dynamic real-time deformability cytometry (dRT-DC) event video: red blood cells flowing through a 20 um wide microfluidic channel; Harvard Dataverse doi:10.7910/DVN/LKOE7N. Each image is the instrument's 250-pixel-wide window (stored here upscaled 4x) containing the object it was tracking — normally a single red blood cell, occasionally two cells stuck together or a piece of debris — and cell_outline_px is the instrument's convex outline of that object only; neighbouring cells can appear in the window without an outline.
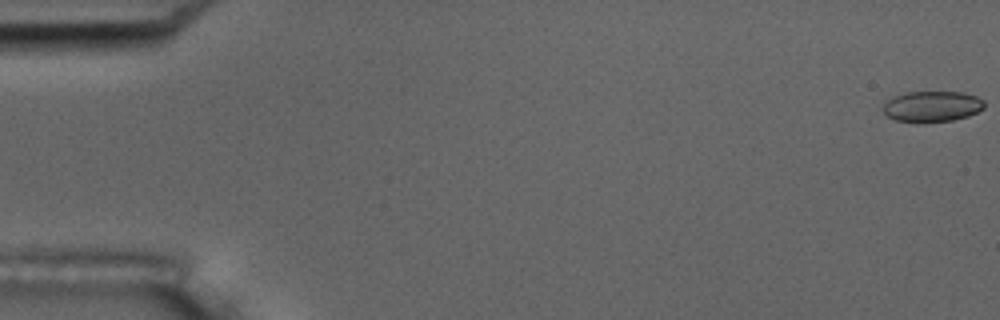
{"species": "common noctule bat (a hibernating species)", "species_latin": "Nyctalus noctula", "temperature_condition": "room temperature", "stored_images_in_passage": 57, "camera_frame_rate_fps": 3000, "um_per_image_px": 0.085, "animal": {"sex": "male", "body_mass_g": 17.5, "forearm_length_mm": 52.3}, "frame": {"image": 1, "passage_image": 1, "time_ms": 0.0, "image_size_px": [1000, 320], "cell_outline_px": [[984, 108], [968, 116], [952, 120], [924, 124], [896, 120], [888, 116], [884, 112], [884, 104], [892, 96], [908, 92], [964, 92], [976, 96], [984, 100]], "centroid_in_image_um": [79.23, 9.06], "position_along_channel_um": 5.8, "area_um2": 18.38}}
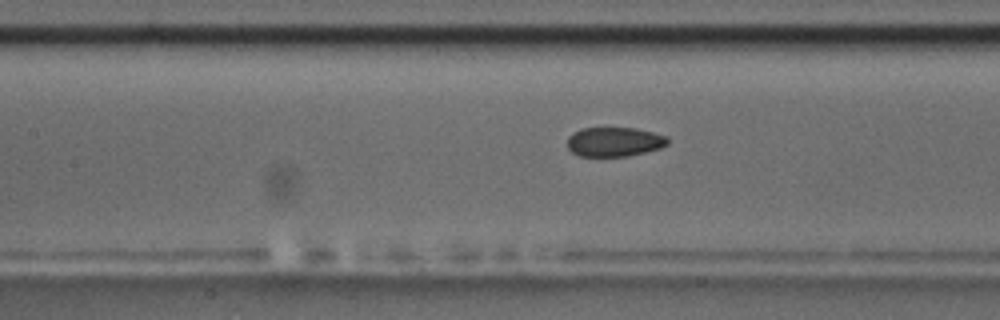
{"frame": {"image": 2, "passage_image": 26, "time_ms": 8.333, "image_size_px": [1000, 320], "cell_outline_px": [[668, 144], [660, 148], [628, 156], [580, 156], [572, 152], [568, 148], [568, 136], [572, 132], [580, 128], [636, 128], [668, 136]], "centroid_in_image_um": [52.21, 12.04], "position_along_channel_um": 155.2, "area_um2": 17.22}}
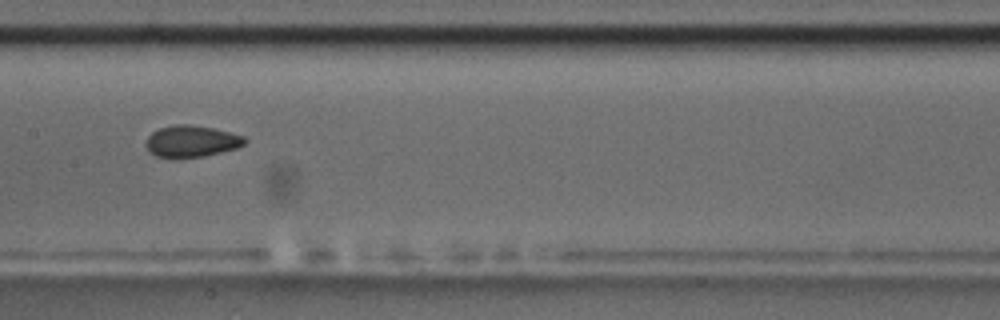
{"frame": {"image": 3, "passage_image": 29, "time_ms": 9.333, "image_size_px": [1000, 320], "cell_outline_px": [[248, 140], [244, 144], [236, 148], [220, 152], [200, 156], [156, 156], [144, 144], [148, 136], [152, 132], [160, 128], [176, 124], [188, 124], [212, 128], [244, 136]], "centroid_in_image_um": [16.28, 11.98], "position_along_channel_um": 191.1, "area_um2": 17.63}, "authors_computed_cell_mechanics": {"area_um2": 18.3804, "velocity_mm_per_s": 3.6236, "shape_relaxation_time_tau1_ms": 4.4749, "shape_relaxation_time_tau2_ms": 2.3222, "deformation_change_tau1": 0.0905, "deformation_change_tau2": 0.0475}}